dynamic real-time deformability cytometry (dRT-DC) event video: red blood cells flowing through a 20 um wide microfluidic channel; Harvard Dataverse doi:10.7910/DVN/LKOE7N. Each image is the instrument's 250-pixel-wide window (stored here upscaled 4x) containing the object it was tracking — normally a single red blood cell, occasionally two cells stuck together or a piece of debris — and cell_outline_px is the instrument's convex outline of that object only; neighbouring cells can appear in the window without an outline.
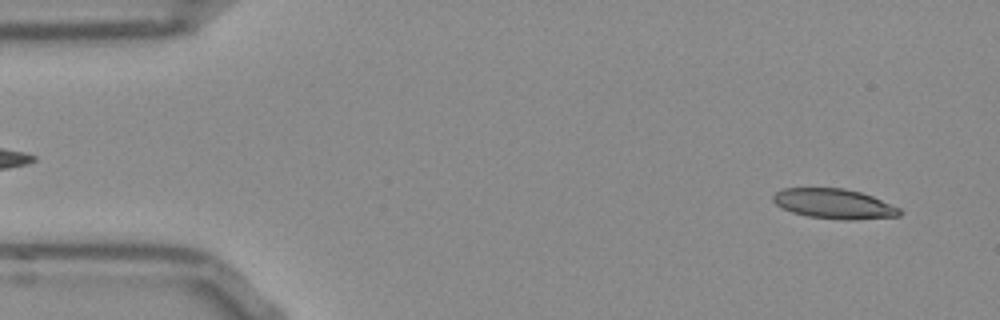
{"species": "Egyptian fruit bat (a non-hibernating species)", "species_latin": "Rousettus aegyptiacus", "temperature_condition": "room temperature", "stored_images_in_passage": 51, "camera_frame_rate_fps": 3000, "um_per_image_px": 0.085, "frame": {"image": 1, "passage_image": 3, "time_ms": 0.667, "image_size_px": [1000, 320], "cell_outline_px": [[900, 216], [808, 216], [792, 212], [776, 204], [772, 200], [772, 196], [776, 192], [784, 188], [844, 188], [860, 192], [872, 196], [900, 208]], "centroid_in_image_um": [70.78, 17.24], "position_along_channel_um": 14.2, "area_um2": 20.46}}
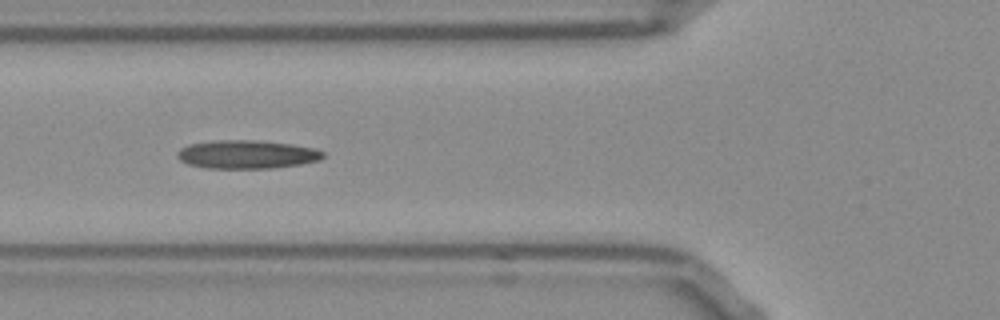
{"frame": {"image": 2, "passage_image": 18, "time_ms": 5.667, "image_size_px": [1000, 320], "cell_outline_px": [[324, 156], [320, 160], [300, 164], [272, 168], [208, 168], [188, 164], [180, 160], [176, 156], [180, 148], [188, 144], [212, 140], [260, 140], [292, 144], [312, 148], [324, 152]], "centroid_in_image_um": [20.96, 13.11], "position_along_channel_um": 104.8, "area_um2": 24.22}}
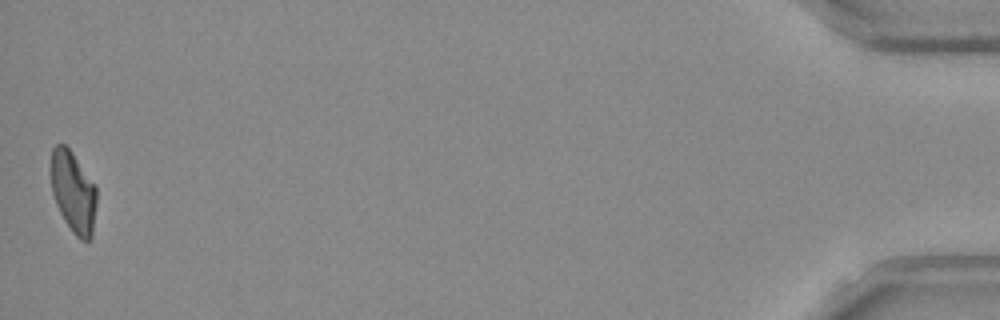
{"frame": {"image": 3, "passage_image": 51, "time_ms": 16.667, "image_size_px": [1000, 320], "cell_outline_px": [[96, 204], [92, 236], [88, 240], [80, 240], [72, 232], [64, 220], [56, 204], [52, 192], [48, 172], [52, 148], [56, 144], [64, 144], [72, 152], [96, 188]], "centroid_in_image_um": [6.17, 16.3], "position_along_channel_um": 429.0, "area_um2": 21.85}, "authors_computed_cell_mechanics": {"area_um2": 22.7732, "velocity_mm_per_s": 3.8508, "shape_relaxation_time_tau1_ms": null, "shape_relaxation_time_tau2_ms": 5.7084, "deformation_change_tau1": null, "deformation_change_tau2": 0.1608}}